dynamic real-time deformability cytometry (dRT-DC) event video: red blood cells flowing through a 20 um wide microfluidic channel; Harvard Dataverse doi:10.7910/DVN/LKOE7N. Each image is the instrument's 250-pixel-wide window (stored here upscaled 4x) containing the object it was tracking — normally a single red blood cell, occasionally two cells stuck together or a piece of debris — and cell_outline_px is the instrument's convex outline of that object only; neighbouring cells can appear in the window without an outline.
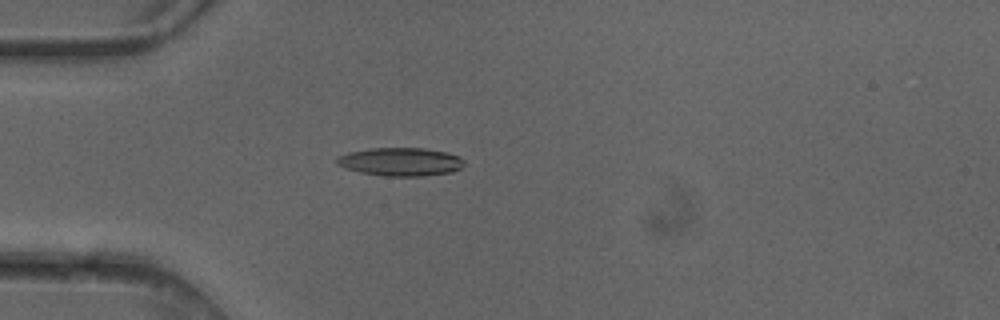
{"species": "common noctule bat (a hibernating species)", "species_latin": "Nyctalus noctula", "temperature_condition": "cold", "stored_images_in_passage": 4, "camera_frame_rate_fps": 3000, "um_per_image_px": 0.085, "animal": {"sex": "female"}, "frame": {"image": 1, "passage_image": 4, "time_ms": 1.0, "image_size_px": [1000, 320], "cell_outline_px": [[464, 164], [460, 168], [452, 172], [424, 176], [384, 176], [360, 172], [344, 168], [336, 164], [336, 156], [348, 152], [372, 148], [424, 148], [444, 152], [460, 156], [464, 160]], "centroid_in_image_um": [34.02, 13.75], "position_along_channel_um": 51.0, "area_um2": 21.1}}